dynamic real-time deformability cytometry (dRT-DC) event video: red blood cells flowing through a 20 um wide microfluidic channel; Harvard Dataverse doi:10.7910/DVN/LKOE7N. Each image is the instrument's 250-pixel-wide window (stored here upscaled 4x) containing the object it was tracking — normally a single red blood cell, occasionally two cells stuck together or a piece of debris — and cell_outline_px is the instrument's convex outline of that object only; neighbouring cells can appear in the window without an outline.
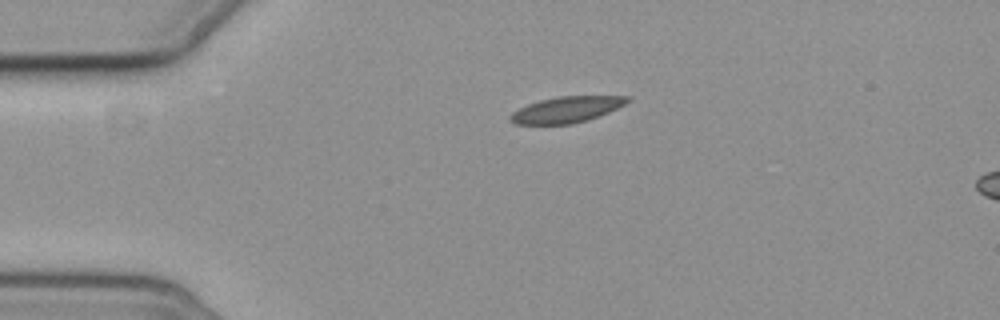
{"species": "common noctule bat (a hibernating species)", "species_latin": "Nyctalus noctula", "temperature_condition": "cold", "stored_images_in_passage": 3, "segment_of_instrument_passage": [1, 2], "camera_frame_rate_fps": 3000, "um_per_image_px": 0.085, "animal": {"sex": "female", "body_mass_g": 19.3, "forearm_length_mm": 54.1}, "frame": {"image": 1, "passage_image": 1, "time_ms": 0.0, "image_size_px": [1000, 320], "cell_outline_px": [[628, 100], [624, 104], [608, 112], [572, 124], [516, 124], [508, 120], [508, 116], [512, 112], [528, 104], [540, 100], [556, 96], [628, 96]], "centroid_in_image_um": [48.07, 9.31], "position_along_channel_um": 36.9, "area_um2": 17.46}}